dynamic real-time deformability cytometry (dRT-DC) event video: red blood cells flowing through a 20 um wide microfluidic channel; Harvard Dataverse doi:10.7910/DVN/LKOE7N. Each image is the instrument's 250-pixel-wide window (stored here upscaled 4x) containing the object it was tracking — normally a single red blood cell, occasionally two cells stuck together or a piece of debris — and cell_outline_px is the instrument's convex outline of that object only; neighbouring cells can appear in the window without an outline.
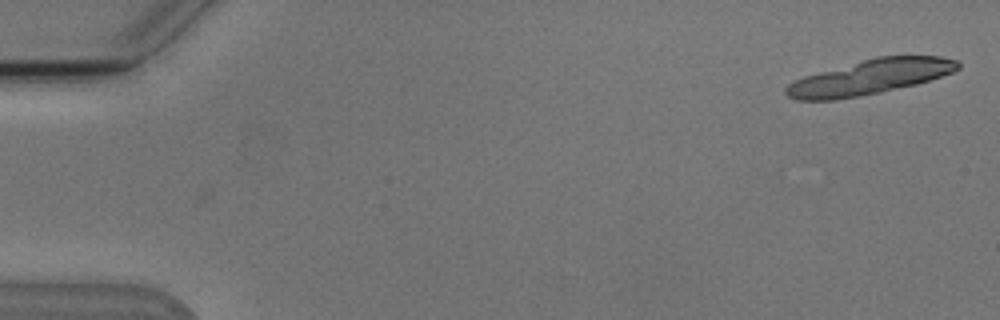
{"species": "Egyptian fruit bat (a non-hibernating species)", "species_latin": "Rousettus aegyptiacus", "temperature_condition": "cold", "stored_images_in_passage": 3, "camera_frame_rate_fps": 3000, "um_per_image_px": 0.085, "animal": {"sex": "male"}, "frame": {"image": 1, "passage_image": 3, "time_ms": 2.0, "image_size_px": [1000, 320], "cell_outline_px": [[960, 68], [952, 72], [916, 84], [880, 92], [860, 96], [832, 100], [796, 100], [788, 96], [784, 92], [784, 88], [788, 84], [804, 76], [876, 56], [940, 56], [956, 60], [960, 64]], "centroid_in_image_um": [73.92, 6.55], "position_along_channel_um": 11.1, "area_um2": 34.56}}